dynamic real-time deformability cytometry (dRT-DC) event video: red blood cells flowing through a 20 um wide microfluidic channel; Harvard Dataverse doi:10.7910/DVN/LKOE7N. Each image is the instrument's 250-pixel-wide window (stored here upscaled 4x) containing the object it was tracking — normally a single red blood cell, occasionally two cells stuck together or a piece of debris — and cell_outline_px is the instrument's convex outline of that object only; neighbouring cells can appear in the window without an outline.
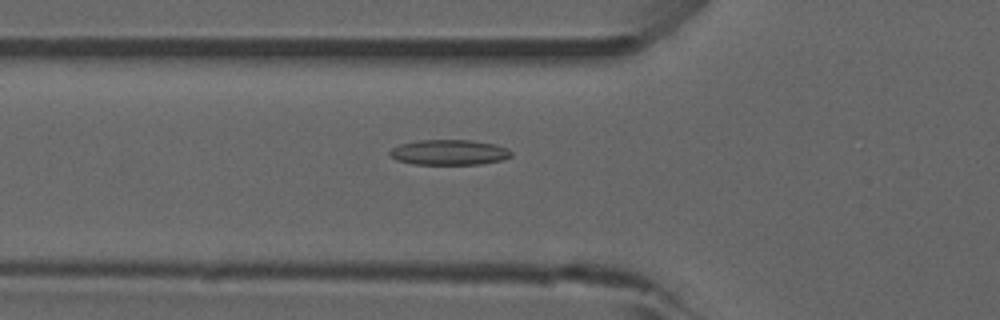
{"species": "common noctule bat (a hibernating species)", "species_latin": "Nyctalus noctula", "temperature_condition": "room temperature", "stored_images_in_passage": 17, "camera_frame_rate_fps": 3000, "um_per_image_px": 0.085, "animal": {"sex": "male", "forearm_length_mm": 52.5}, "frame": {"image": 1, "passage_image": 12, "time_ms": 3.667, "image_size_px": [1000, 320], "cell_outline_px": [[512, 156], [504, 160], [480, 164], [412, 164], [396, 160], [388, 156], [388, 152], [392, 148], [400, 144], [420, 140], [472, 140], [496, 144], [508, 148], [512, 152]], "centroid_in_image_um": [38.19, 12.95], "position_along_channel_um": 87.6, "area_um2": 18.15}}
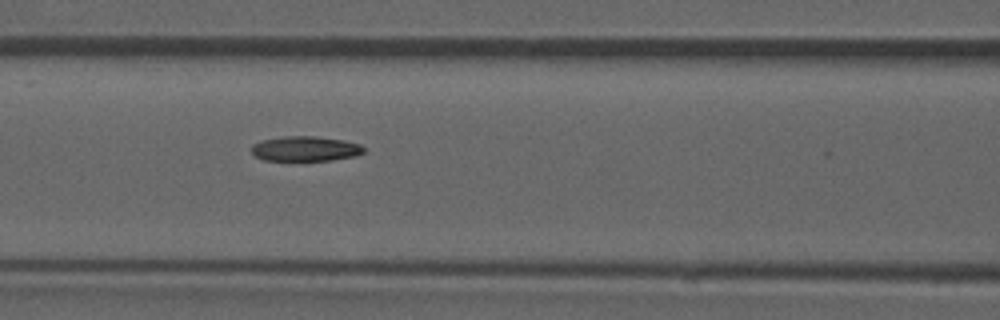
{"frame": {"image": 2, "passage_image": 16, "time_ms": 5.0, "image_size_px": [1000, 320], "cell_outline_px": [[364, 152], [356, 156], [332, 160], [264, 160], [256, 156], [252, 152], [252, 144], [260, 140], [284, 136], [316, 136], [344, 140], [360, 144], [364, 148]], "centroid_in_image_um": [25.96, 12.63], "position_along_channel_um": 140.6, "area_um2": 16.36}}